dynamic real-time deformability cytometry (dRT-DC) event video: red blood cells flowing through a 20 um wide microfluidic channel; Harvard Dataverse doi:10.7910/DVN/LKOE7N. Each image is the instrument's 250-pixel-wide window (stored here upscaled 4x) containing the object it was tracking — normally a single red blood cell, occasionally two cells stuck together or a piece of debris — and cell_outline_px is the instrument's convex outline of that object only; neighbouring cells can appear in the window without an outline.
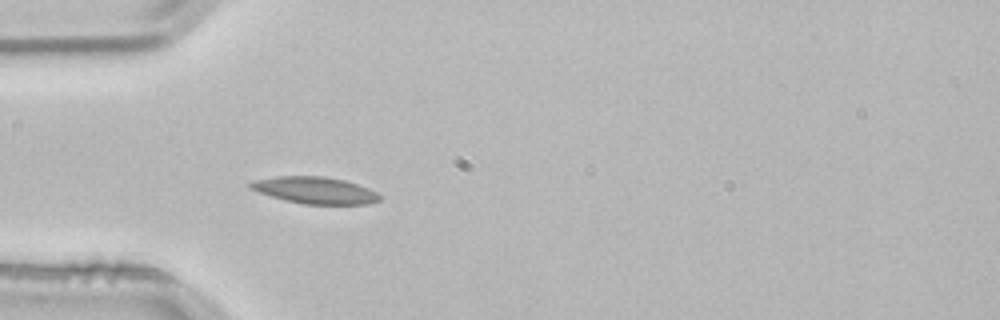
{"species": "common noctule bat (a hibernating species)", "species_latin": "Nyctalus noctula", "temperature_condition": "room temperature", "stored_images_in_passage": 4, "camera_frame_rate_fps": 3000, "um_per_image_px": 0.085, "animal": {"sex": "male", "body_mass_g": 21.5, "forearm_length_mm": 52.0}, "frame": {"image": 1, "passage_image": 4, "time_ms": 1.0, "image_size_px": [1000, 320], "cell_outline_px": [[380, 200], [368, 204], [304, 204], [284, 200], [248, 188], [248, 184], [256, 180], [280, 176], [324, 176], [344, 180], [368, 188], [376, 192], [380, 196]], "centroid_in_image_um": [26.78, 16.17], "position_along_channel_um": 58.2, "area_um2": 19.94}}